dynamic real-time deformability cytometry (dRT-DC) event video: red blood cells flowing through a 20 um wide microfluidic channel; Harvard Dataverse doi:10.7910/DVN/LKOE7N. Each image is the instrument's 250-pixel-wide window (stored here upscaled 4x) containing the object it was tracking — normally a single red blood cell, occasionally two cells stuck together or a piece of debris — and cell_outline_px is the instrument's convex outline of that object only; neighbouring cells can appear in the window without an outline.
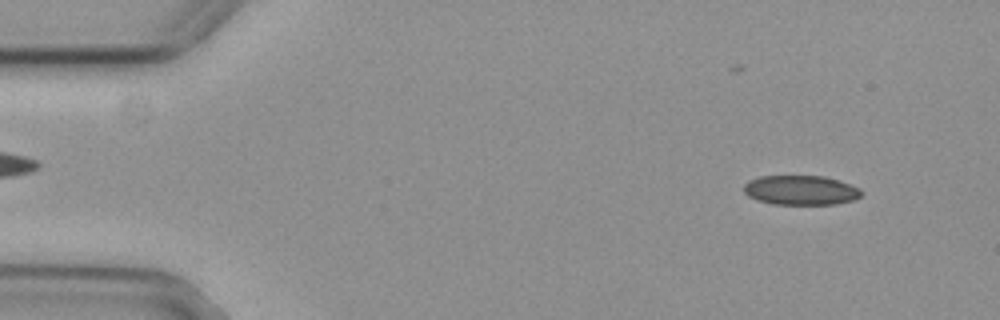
{"species": "common noctule bat (a hibernating species)", "species_latin": "Nyctalus noctula", "temperature_condition": "cold", "stored_images_in_passage": 13, "camera_frame_rate_fps": 3000, "um_per_image_px": 0.085, "animal": {"sex": "female", "body_mass_g": 29.2, "forearm_length_mm": 56.3}, "frame": {"image": 1, "passage_image": 4, "time_ms": 1.0, "image_size_px": [1000, 320], "cell_outline_px": [[864, 192], [856, 200], [836, 204], [772, 204], [756, 200], [748, 196], [744, 192], [744, 184], [748, 180], [760, 176], [824, 176], [860, 188]], "centroid_in_image_um": [68.06, 16.17], "position_along_channel_um": 16.9, "area_um2": 20.35}}